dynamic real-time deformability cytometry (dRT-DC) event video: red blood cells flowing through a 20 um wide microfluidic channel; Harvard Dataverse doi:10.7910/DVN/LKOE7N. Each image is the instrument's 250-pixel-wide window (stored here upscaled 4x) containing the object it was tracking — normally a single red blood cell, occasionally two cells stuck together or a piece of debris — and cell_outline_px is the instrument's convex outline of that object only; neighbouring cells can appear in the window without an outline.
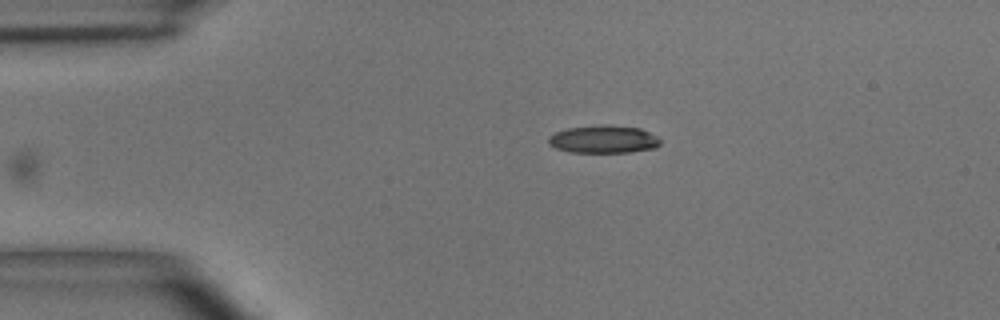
{"species": "common noctule bat (a hibernating species)", "species_latin": "Nyctalus noctula", "temperature_condition": "room temperature", "stored_images_in_passage": 5, "camera_frame_rate_fps": 3000, "um_per_image_px": 0.085, "animal": {"sex": "male", "body_mass_g": 15.6}, "frame": {"image": 1, "passage_image": 5, "time_ms": 5.0, "image_size_px": [1000, 320], "cell_outline_px": [[660, 144], [656, 148], [628, 152], [568, 152], [556, 148], [548, 144], [548, 136], [556, 132], [568, 128], [608, 124], [640, 128], [660, 136]], "centroid_in_image_um": [51.33, 11.83], "position_along_channel_um": 33.7, "area_um2": 18.26}}